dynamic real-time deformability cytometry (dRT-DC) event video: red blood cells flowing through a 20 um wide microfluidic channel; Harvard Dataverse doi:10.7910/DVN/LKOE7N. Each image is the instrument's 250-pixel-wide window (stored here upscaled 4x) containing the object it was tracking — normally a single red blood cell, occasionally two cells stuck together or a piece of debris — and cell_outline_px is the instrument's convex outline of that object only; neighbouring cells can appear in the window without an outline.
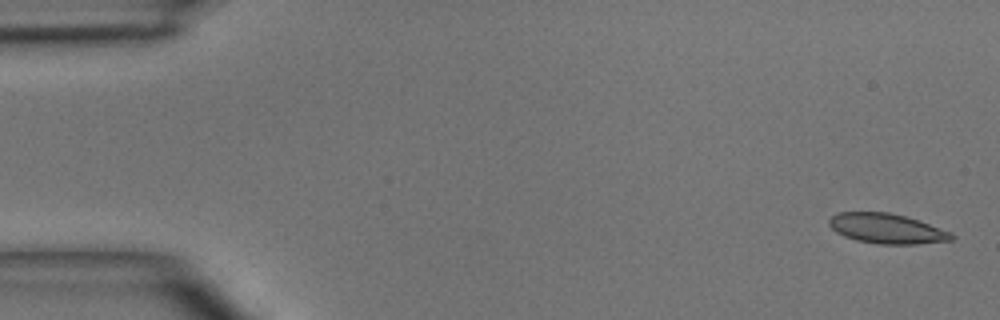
{"species": "common noctule bat (a hibernating species)", "species_latin": "Nyctalus noctula", "temperature_condition": "room temperature", "stored_images_in_passage": 4, "camera_frame_rate_fps": 3000, "um_per_image_px": 0.085, "animal": {"sex": "male", "body_mass_g": 15.6}, "frame": {"image": 1, "passage_image": 1, "time_ms": 0.0, "image_size_px": [1000, 320], "cell_outline_px": [[956, 236], [952, 240], [916, 244], [880, 244], [856, 240], [844, 236], [836, 232], [828, 224], [828, 220], [836, 212], [888, 212], [904, 216], [952, 232]], "centroid_in_image_um": [75.35, 19.43], "position_along_channel_um": 9.6, "area_um2": 21.27}}
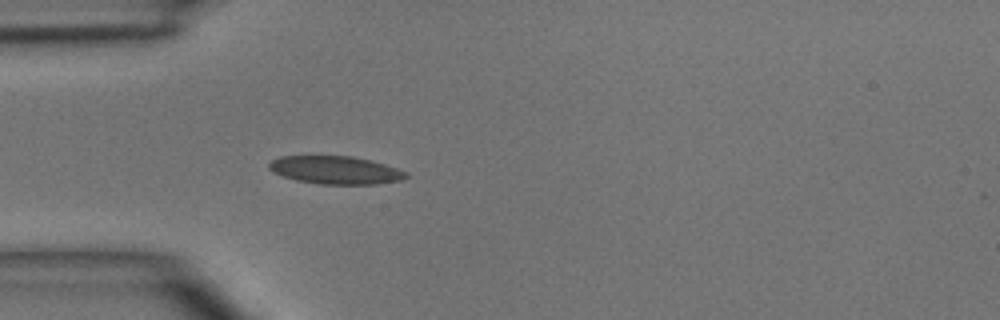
{"frame": {"image": 2, "passage_image": 4, "time_ms": 4.0, "image_size_px": [1000, 320], "cell_outline_px": [[408, 176], [400, 180], [376, 184], [320, 184], [296, 180], [284, 176], [268, 168], [268, 164], [272, 160], [280, 156], [352, 156], [384, 164], [408, 172]], "centroid_in_image_um": [28.52, 14.45], "position_along_channel_um": 56.5, "area_um2": 22.08}}